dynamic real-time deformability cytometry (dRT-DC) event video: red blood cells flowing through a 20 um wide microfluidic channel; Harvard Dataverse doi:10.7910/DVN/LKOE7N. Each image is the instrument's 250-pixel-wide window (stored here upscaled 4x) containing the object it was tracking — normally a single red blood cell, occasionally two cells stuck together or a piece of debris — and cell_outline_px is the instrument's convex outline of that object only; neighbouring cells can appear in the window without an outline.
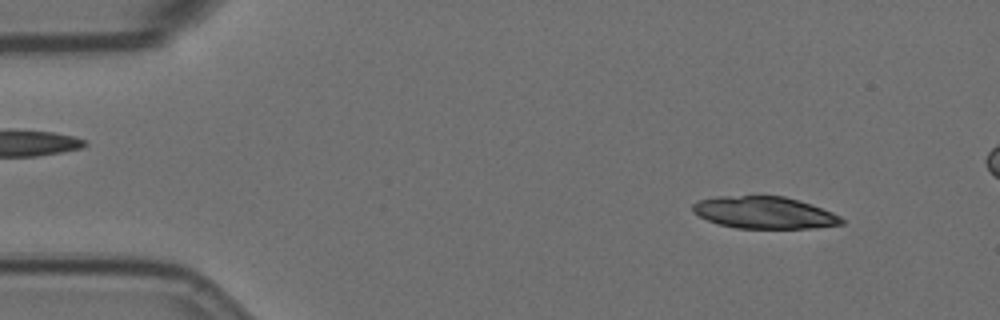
{"species": "Egyptian fruit bat (a non-hibernating species)", "species_latin": "Rousettus aegyptiacus", "temperature_condition": "room temperature", "stored_images_in_passage": 17, "camera_frame_rate_fps": 3000, "um_per_image_px": 0.085, "animal": {"sex": "female"}, "frame": {"image": 1, "passage_image": 5, "time_ms": 1.333, "image_size_px": [1000, 320], "cell_outline_px": [[844, 224], [816, 228], [736, 228], [716, 224], [692, 212], [692, 204], [700, 200], [716, 196], [784, 196], [800, 200], [812, 204], [832, 212], [840, 216], [844, 220]], "centroid_in_image_um": [64.98, 18.07], "position_along_channel_um": 20.0, "area_um2": 27.98}}